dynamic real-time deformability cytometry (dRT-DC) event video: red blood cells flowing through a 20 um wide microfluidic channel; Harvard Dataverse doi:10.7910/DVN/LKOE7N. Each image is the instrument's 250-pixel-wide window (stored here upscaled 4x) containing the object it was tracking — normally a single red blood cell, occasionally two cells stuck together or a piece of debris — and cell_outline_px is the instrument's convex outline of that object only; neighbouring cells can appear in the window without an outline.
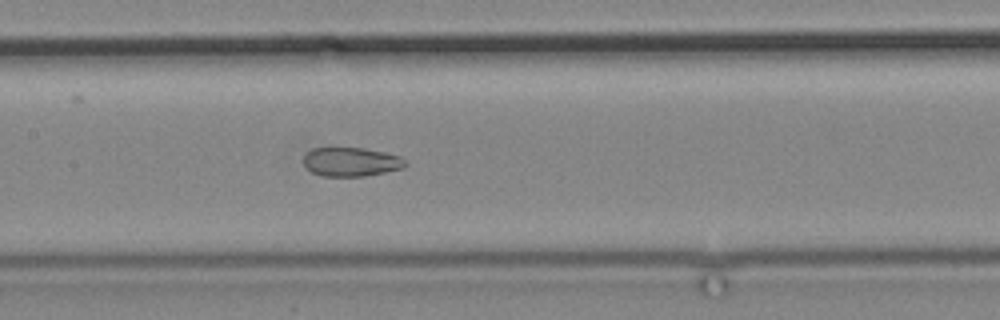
{"species": "common noctule bat (a hibernating species)", "species_latin": "Nyctalus noctula", "temperature_condition": "cold", "stored_images_in_passage": 12, "camera_frame_rate_fps": 3000, "um_per_image_px": 0.085, "animal": {"sex": "male", "body_mass_g": 19.2, "forearm_length_mm": 51.8}, "frame": {"image": 1, "passage_image": 12, "time_ms": 14.0, "image_size_px": [1000, 320], "cell_outline_px": [[408, 164], [404, 168], [364, 176], [324, 176], [312, 172], [304, 164], [304, 152], [312, 148], [332, 144], [364, 148], [384, 152], [400, 156]], "centroid_in_image_um": [29.79, 13.7], "position_along_channel_um": 177.6, "area_um2": 17.92}}